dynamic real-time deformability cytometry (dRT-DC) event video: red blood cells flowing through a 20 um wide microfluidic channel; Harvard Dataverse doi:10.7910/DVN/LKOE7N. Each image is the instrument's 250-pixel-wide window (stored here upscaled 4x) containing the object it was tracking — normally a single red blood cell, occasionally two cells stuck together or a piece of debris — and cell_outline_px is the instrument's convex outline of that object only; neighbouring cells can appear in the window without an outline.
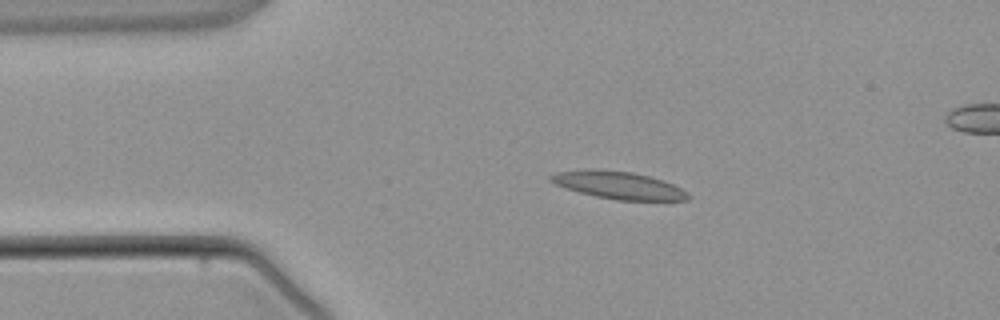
{"species": "common noctule bat (a hibernating species)", "species_latin": "Nyctalus noctula", "temperature_condition": "warm", "stored_images_in_passage": 3, "segment_of_instrument_passage": [1, 2], "camera_frame_rate_fps": 3000, "um_per_image_px": 0.085, "animal": {"sex": "male", "body_mass_g": 21.5, "forearm_length_mm": 52.0}, "frame": {"image": 1, "passage_image": 2, "time_ms": 1.333, "image_size_px": [1000, 320], "cell_outline_px": [[692, 196], [688, 200], [616, 200], [596, 196], [580, 192], [556, 184], [548, 180], [548, 176], [556, 172], [592, 168], [632, 172], [664, 180], [688, 192]], "centroid_in_image_um": [52.58, 15.73], "position_along_channel_um": 32.4, "area_um2": 21.96}}